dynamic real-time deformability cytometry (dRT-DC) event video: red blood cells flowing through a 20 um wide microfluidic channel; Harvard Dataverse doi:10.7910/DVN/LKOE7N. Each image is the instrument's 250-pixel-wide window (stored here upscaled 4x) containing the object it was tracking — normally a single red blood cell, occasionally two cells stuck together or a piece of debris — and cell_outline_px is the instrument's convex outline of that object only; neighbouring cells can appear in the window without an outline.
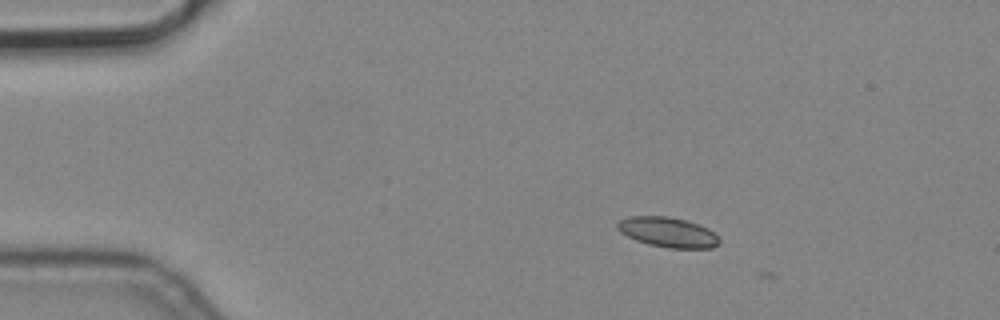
{"species": "common noctule bat (a hibernating species)", "species_latin": "Nyctalus noctula", "temperature_condition": "cold", "stored_images_in_passage": 5, "camera_frame_rate_fps": 3000, "um_per_image_px": 0.085, "animal": {"sex": "male", "body_mass_g": 19.2, "forearm_length_mm": 51.8}, "frame": {"image": 1, "passage_image": 3, "time_ms": 0.667, "image_size_px": [1000, 320], "cell_outline_px": [[720, 244], [712, 248], [668, 248], [648, 244], [636, 240], [620, 232], [616, 228], [616, 224], [620, 220], [628, 216], [668, 216], [684, 220], [708, 228], [720, 236]], "centroid_in_image_um": [56.78, 19.74], "position_along_channel_um": 28.2, "area_um2": 17.92}}